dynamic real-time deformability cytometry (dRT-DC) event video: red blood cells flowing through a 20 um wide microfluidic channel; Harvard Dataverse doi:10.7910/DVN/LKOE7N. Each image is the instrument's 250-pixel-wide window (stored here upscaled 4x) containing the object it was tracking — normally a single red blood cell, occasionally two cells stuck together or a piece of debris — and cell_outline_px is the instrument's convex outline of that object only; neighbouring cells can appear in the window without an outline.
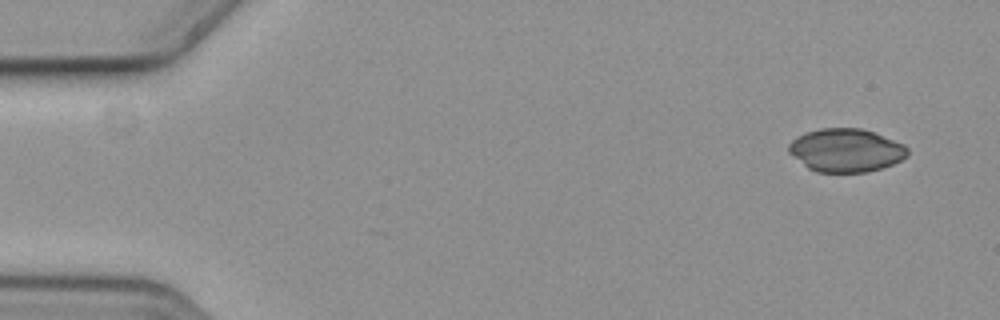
{"species": "common noctule bat (a hibernating species)", "species_latin": "Nyctalus noctula", "temperature_condition": "cold", "stored_images_in_passage": 54, "camera_frame_rate_fps": 3000, "um_per_image_px": 0.085, "animal": {"sex": "female", "body_mass_g": 19.3, "forearm_length_mm": 54.1}, "frame": {"image": 1, "passage_image": 1, "time_ms": 0.0, "image_size_px": [1000, 320], "cell_outline_px": [[908, 156], [892, 164], [868, 172], [816, 172], [808, 168], [788, 152], [788, 144], [796, 136], [820, 128], [860, 128], [876, 132], [904, 144], [908, 148]], "centroid_in_image_um": [71.91, 12.76], "position_along_channel_um": 13.1, "area_um2": 30.06}}